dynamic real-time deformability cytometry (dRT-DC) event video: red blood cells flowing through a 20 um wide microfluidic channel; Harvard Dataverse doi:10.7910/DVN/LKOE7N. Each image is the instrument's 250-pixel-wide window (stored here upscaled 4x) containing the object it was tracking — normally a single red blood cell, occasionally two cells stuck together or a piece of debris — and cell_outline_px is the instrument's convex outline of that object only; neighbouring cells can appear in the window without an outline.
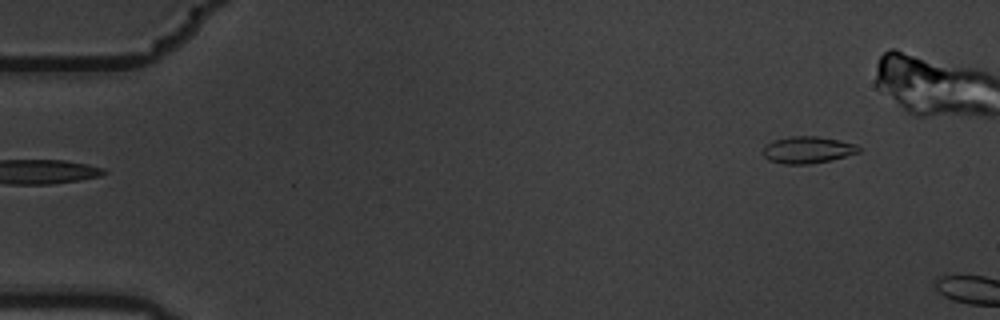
{"species": "common noctule bat (a hibernating species)", "species_latin": "Nyctalus noctula", "temperature_condition": "warm", "stored_images_in_passage": 3, "segment_of_instrument_passage": [2, 2], "camera_frame_rate_fps": 3000, "um_per_image_px": 0.085, "animal": {"sex": "male", "body_mass_g": 19.5, "forearm_length_mm": 54.6}, "frame": {"image": 1, "passage_image": 3, "time_ms": 0.667, "image_size_px": [1000, 320], "cell_outline_px": [[860, 152], [832, 160], [808, 164], [784, 164], [768, 160], [764, 156], [764, 144], [772, 140], [792, 136], [816, 136], [856, 144], [860, 148]], "centroid_in_image_um": [68.62, 12.74], "position_along_channel_um": 16.4, "area_um2": 14.97}}